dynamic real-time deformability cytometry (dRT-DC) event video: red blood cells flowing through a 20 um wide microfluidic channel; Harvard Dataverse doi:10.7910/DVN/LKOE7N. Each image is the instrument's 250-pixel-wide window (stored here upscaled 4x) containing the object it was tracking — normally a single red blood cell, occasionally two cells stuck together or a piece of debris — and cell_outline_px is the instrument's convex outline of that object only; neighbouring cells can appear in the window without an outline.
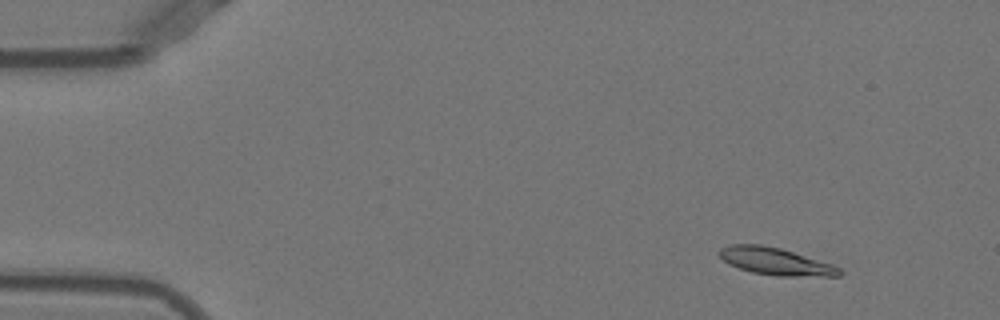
{"species": "Egyptian fruit bat (a non-hibernating species)", "species_latin": "Rousettus aegyptiacus", "temperature_condition": "warm", "stored_images_in_passage": 53, "segment_of_instrument_passage": [1, 2], "camera_frame_rate_fps": 3000, "um_per_image_px": 0.085, "animal": {"sex": "female"}, "frame": {"image": 1, "passage_image": 6, "time_ms": 1.667, "image_size_px": [1000, 320], "cell_outline_px": [[844, 272], [840, 276], [776, 276], [752, 272], [728, 264], [716, 252], [720, 248], [732, 244], [760, 244], [780, 248], [832, 264], [840, 268]], "centroid_in_image_um": [65.92, 22.22], "position_along_channel_um": 19.1, "area_um2": 19.07}}
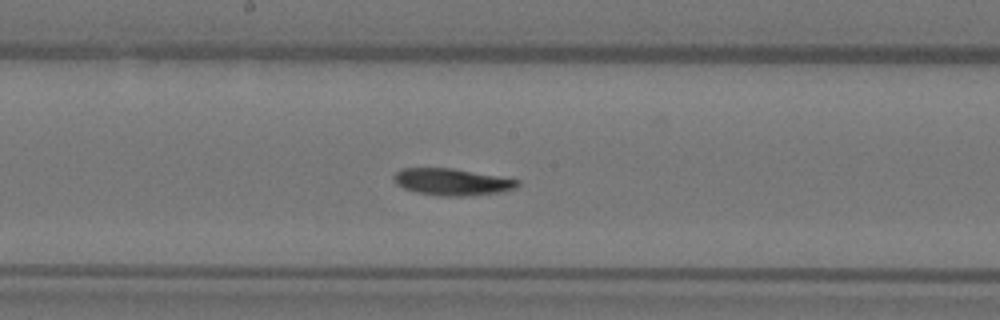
{"frame": {"image": 2, "passage_image": 28, "time_ms": 9.0, "image_size_px": [1000, 320], "cell_outline_px": [[520, 184], [516, 188], [504, 192], [464, 196], [440, 196], [416, 192], [404, 188], [396, 184], [392, 176], [396, 172], [404, 168], [452, 168], [520, 180]], "centroid_in_image_um": [38.43, 15.47], "position_along_channel_um": 209.8, "area_um2": 19.36}}
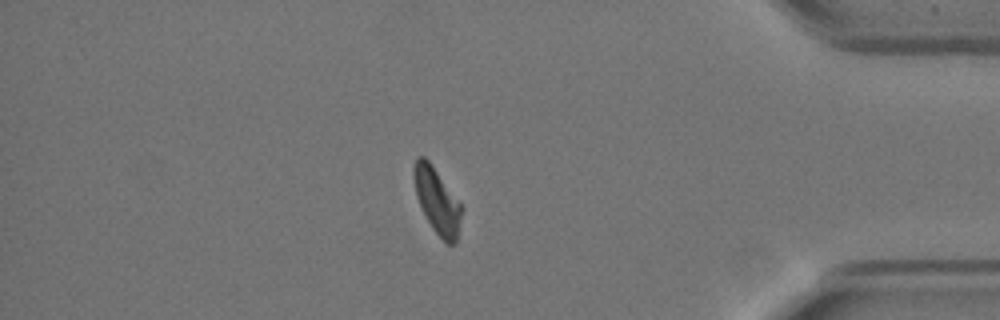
{"frame": {"image": 3, "passage_image": 45, "time_ms": 14.667, "image_size_px": [1000, 320], "cell_outline_px": [[464, 208], [456, 240], [452, 244], [448, 244], [432, 228], [416, 196], [412, 176], [412, 168], [416, 156], [424, 156], [432, 164]], "centroid_in_image_um": [37.14, 17.0], "position_along_channel_um": 398.1, "area_um2": 18.21}}